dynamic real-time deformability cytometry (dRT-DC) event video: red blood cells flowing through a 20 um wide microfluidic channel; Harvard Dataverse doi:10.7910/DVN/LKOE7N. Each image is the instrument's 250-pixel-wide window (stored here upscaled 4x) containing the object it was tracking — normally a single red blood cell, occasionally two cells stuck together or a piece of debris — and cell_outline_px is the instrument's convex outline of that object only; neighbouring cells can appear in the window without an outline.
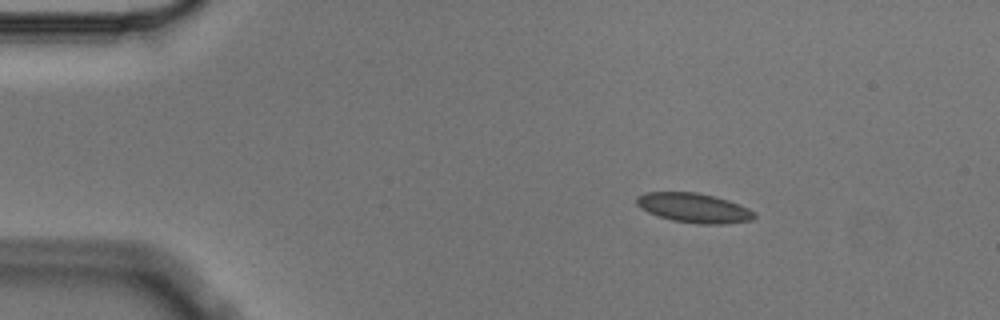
{"species": "Egyptian fruit bat (a non-hibernating species)", "species_latin": "Rousettus aegyptiacus", "temperature_condition": "cold", "stored_images_in_passage": 4, "camera_frame_rate_fps": 3000, "um_per_image_px": 0.085, "animal": {"sex": "male"}, "frame": {"image": 1, "passage_image": 2, "time_ms": 0.333, "image_size_px": [1000, 320], "cell_outline_px": [[756, 216], [752, 220], [724, 224], [696, 224], [672, 220], [656, 216], [640, 208], [636, 204], [636, 196], [644, 192], [696, 192], [728, 200], [748, 208]], "centroid_in_image_um": [58.93, 17.67], "position_along_channel_um": 26.1, "area_um2": 20.29}}